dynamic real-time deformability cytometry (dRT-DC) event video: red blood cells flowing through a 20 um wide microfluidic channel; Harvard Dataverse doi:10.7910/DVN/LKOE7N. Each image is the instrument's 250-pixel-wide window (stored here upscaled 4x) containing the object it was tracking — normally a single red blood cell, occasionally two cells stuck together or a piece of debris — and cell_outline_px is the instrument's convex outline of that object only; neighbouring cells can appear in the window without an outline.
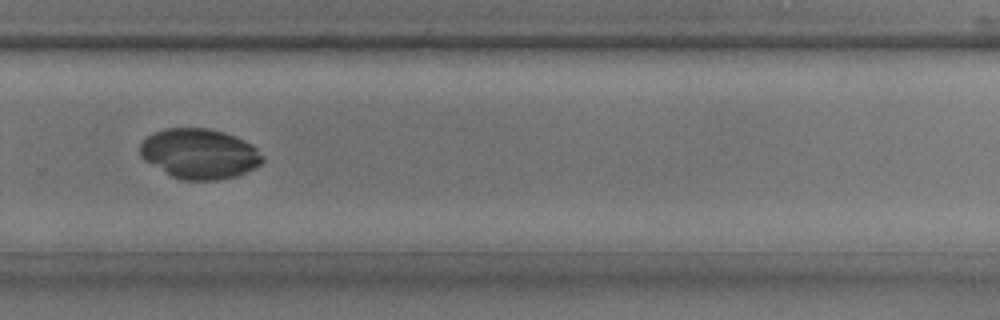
{"species": "common noctule bat (a hibernating species)", "species_latin": "Nyctalus noctula", "temperature_condition": "room temperature", "stored_images_in_passage": 31, "camera_frame_rate_fps": 3000, "um_per_image_px": 0.085, "animal": {"sex": "male", "body_mass_g": 17.9, "forearm_length_mm": 54.2}, "frame": {"image": 1, "passage_image": 20, "time_ms": 6.333, "image_size_px": [1000, 320], "cell_outline_px": [[264, 160], [260, 164], [236, 176], [216, 180], [184, 180], [172, 176], [144, 160], [140, 156], [140, 144], [148, 136], [156, 132], [168, 128], [208, 128], [224, 132], [252, 144], [264, 156]], "centroid_in_image_um": [16.95, 13.06], "position_along_channel_um": 312.8, "area_um2": 35.43}}
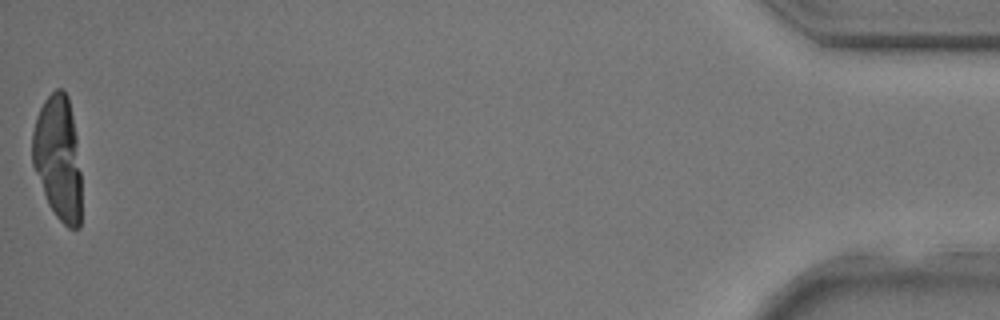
{"frame": {"image": 2, "passage_image": 31, "time_ms": 10.0, "image_size_px": [1000, 320], "cell_outline_px": [[80, 228], [68, 228], [56, 216], [48, 204], [32, 164], [32, 132], [36, 116], [44, 100], [56, 88], [60, 88], [68, 96], [76, 136], [80, 172]], "centroid_in_image_um": [4.91, 13.42], "position_along_channel_um": 430.3, "area_um2": 35.43}}